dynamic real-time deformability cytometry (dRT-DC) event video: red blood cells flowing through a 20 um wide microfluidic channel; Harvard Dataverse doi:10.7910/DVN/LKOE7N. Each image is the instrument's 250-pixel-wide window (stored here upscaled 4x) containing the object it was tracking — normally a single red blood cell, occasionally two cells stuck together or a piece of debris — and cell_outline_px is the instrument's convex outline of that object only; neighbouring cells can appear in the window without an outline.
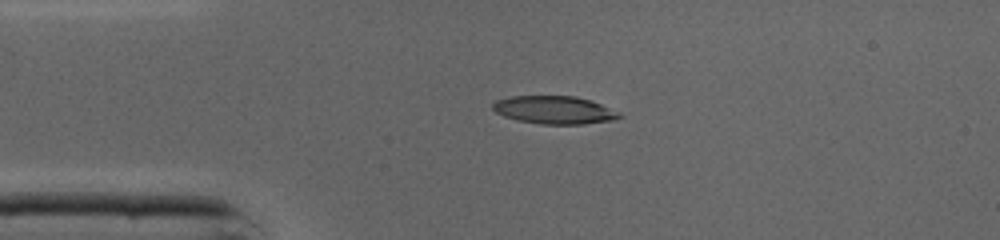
{"species": "common noctule bat (a hibernating species)", "species_latin": "Nyctalus noctula", "temperature_condition": "cold", "stored_images_in_passage": 36, "camera_frame_rate_fps": 3000, "um_per_image_px": 0.085, "animal": {"sex": "male", "body_mass_g": 19.0, "forearm_length_mm": 50.8}, "frame": {"image": 1, "passage_image": 1, "time_ms": 0.0, "image_size_px": [1000, 240], "cell_outline_px": [[624, 116], [612, 120], [584, 124], [540, 124], [520, 120], [504, 116], [496, 112], [492, 108], [492, 104], [496, 100], [512, 96], [576, 96], [592, 100], [620, 112]], "centroid_in_image_um": [47.15, 9.34], "position_along_channel_um": 37.8, "area_um2": 20.63}}
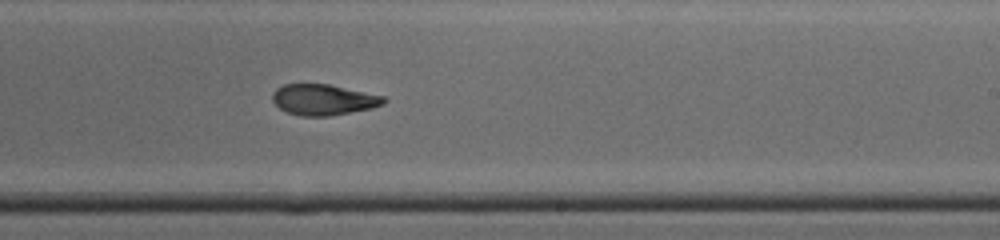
{"frame": {"image": 2, "passage_image": 18, "time_ms": 5.667, "image_size_px": [1000, 240], "cell_outline_px": [[388, 100], [384, 104], [372, 108], [328, 116], [300, 116], [288, 112], [280, 108], [272, 100], [272, 92], [276, 88], [284, 84], [328, 84], [384, 96]], "centroid_in_image_um": [27.49, 8.47], "position_along_channel_um": 261.5, "area_um2": 19.94}}
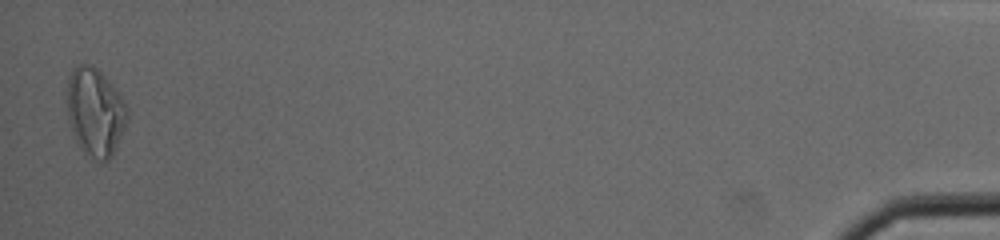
{"frame": {"image": 3, "passage_image": 36, "time_ms": 11.667, "image_size_px": [1000, 240], "cell_outline_px": [[128, 120], [112, 156], [108, 160], [96, 160], [76, 140], [72, 132], [68, 116], [68, 76], [80, 64], [88, 64], [96, 68], [108, 80], [120, 96], [128, 108]], "centroid_in_image_um": [8.11, 9.51], "position_along_channel_um": 427.1, "area_um2": 30.06}, "authors_computed_cell_mechanics": {"area_um2": 21.1259, "velocity_mm_per_s": 4.3714, "shape_relaxation_time_tau1_ms": null, "shape_relaxation_time_tau2_ms": 4.2706, "deformation_change_tau1": null, "deformation_change_tau2": 0.1303}}